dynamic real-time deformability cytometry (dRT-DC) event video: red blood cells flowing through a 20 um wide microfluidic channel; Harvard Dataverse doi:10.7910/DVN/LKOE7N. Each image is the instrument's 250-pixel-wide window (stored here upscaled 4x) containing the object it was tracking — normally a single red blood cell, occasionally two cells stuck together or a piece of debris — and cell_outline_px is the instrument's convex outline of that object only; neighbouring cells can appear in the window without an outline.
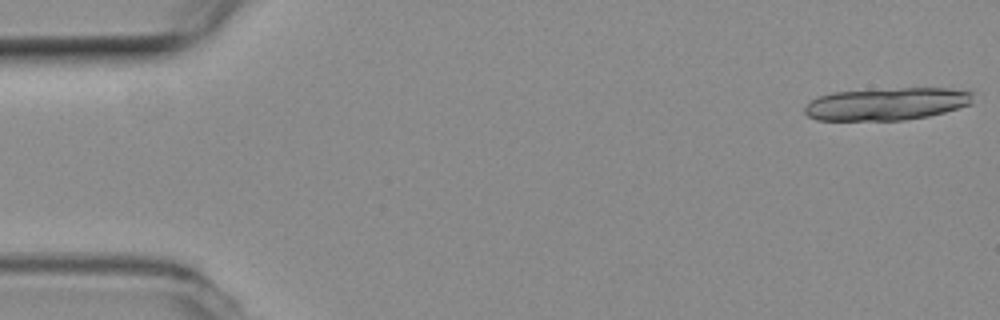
{"species": "common noctule bat (a hibernating species)", "species_latin": "Nyctalus noctula", "temperature_condition": "room temperature", "stored_images_in_passage": 3, "camera_frame_rate_fps": 3000, "um_per_image_px": 0.085, "animal": {"sex": "female", "body_mass_g": 19.3, "forearm_length_mm": 54.1}, "frame": {"image": 1, "passage_image": 1, "time_ms": 0.0, "image_size_px": [1000, 320], "cell_outline_px": [[972, 104], [944, 112], [928, 116], [904, 120], [816, 120], [808, 116], [804, 112], [804, 108], [812, 100], [820, 96], [832, 92], [900, 88], [972, 88]], "centroid_in_image_um": [75.44, 8.82], "position_along_channel_um": 9.6, "area_um2": 32.08}}